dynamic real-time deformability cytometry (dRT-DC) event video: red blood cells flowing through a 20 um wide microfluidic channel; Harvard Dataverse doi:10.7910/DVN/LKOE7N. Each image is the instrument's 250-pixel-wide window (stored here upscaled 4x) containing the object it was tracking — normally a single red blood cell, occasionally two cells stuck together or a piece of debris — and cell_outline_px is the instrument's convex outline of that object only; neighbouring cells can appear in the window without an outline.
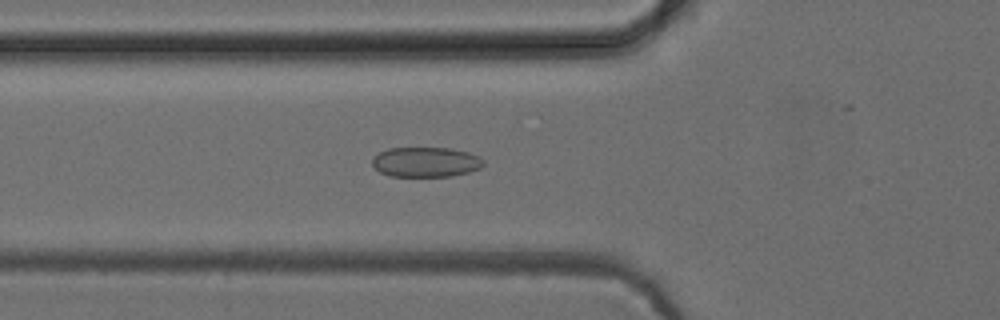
{"species": "common noctule bat (a hibernating species)", "species_latin": "Nyctalus noctula", "temperature_condition": "cold", "stored_images_in_passage": 32, "camera_frame_rate_fps": 3000, "um_per_image_px": 0.085, "animal": {"sex": "female", "body_mass_g": 24.6, "forearm_length_mm": 56.2}, "frame": {"image": 1, "passage_image": 8, "time_ms": 2.333, "image_size_px": [1000, 320], "cell_outline_px": [[484, 164], [480, 168], [468, 172], [452, 176], [388, 176], [380, 172], [372, 164], [372, 156], [388, 148], [452, 148], [468, 152], [480, 156], [484, 160]], "centroid_in_image_um": [36.19, 13.77], "position_along_channel_um": 89.6, "area_um2": 19.54}}
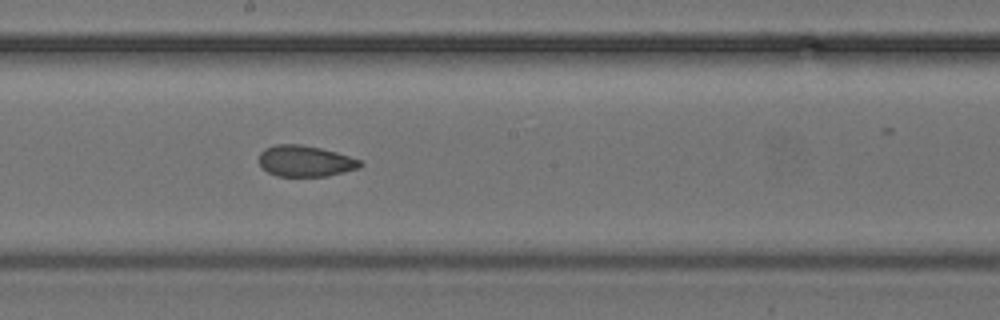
{"frame": {"image": 2, "passage_image": 18, "time_ms": 5.667, "image_size_px": [1000, 320], "cell_outline_px": [[364, 164], [360, 168], [328, 176], [276, 176], [268, 172], [260, 164], [260, 152], [264, 148], [276, 144], [300, 144], [320, 148], [336, 152], [360, 160]], "centroid_in_image_um": [25.96, 13.69], "position_along_channel_um": 222.2, "area_um2": 18.32}}
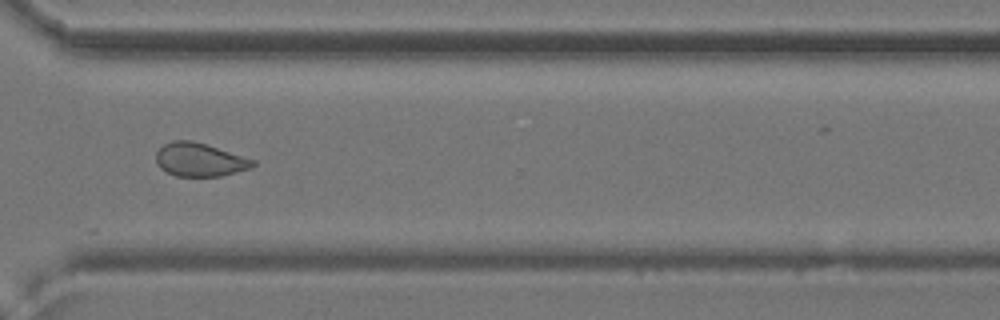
{"frame": {"image": 3, "passage_image": 28, "time_ms": 9.0, "image_size_px": [1000, 320], "cell_outline_px": [[256, 164], [252, 168], [220, 176], [176, 176], [160, 168], [156, 164], [156, 152], [164, 144], [172, 140], [192, 140], [256, 160]], "centroid_in_image_um": [16.97, 13.57], "position_along_channel_um": 353.6, "area_um2": 18.84}}